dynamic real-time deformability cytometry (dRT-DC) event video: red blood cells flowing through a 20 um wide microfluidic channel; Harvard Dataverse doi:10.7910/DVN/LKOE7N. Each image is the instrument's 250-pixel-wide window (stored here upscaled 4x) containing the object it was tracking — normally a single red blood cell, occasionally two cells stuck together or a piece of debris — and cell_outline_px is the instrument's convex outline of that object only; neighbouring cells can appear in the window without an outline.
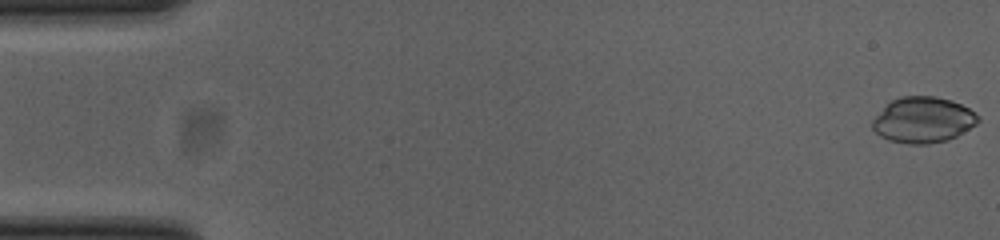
{"species": "common noctule bat (a hibernating species)", "species_latin": "Nyctalus noctula", "temperature_condition": "cold", "stored_images_in_passage": 53, "camera_frame_rate_fps": 3000, "um_per_image_px": 0.085, "animal": {"sex": "female", "body_mass_g": 23.0, "forearm_length_mm": 53.4}, "frame": {"image": 1, "passage_image": 1, "time_ms": 0.0, "image_size_px": [1000, 240], "cell_outline_px": [[980, 120], [976, 124], [956, 136], [948, 140], [928, 144], [908, 144], [888, 140], [880, 136], [872, 128], [872, 120], [892, 100], [900, 96], [936, 96], [952, 100], [968, 108]], "centroid_in_image_um": [78.44, 10.2], "position_along_channel_um": 6.6, "area_um2": 27.98}}
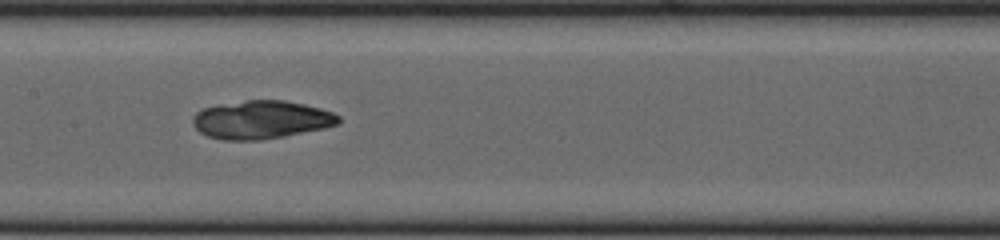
{"frame": {"image": 2, "passage_image": 26, "time_ms": 8.333, "image_size_px": [1000, 240], "cell_outline_px": [[340, 124], [324, 128], [284, 136], [260, 140], [224, 140], [208, 136], [200, 132], [192, 124], [192, 120], [196, 112], [200, 108], [220, 104], [244, 100], [284, 100], [304, 104], [320, 108], [332, 112], [340, 116]], "centroid_in_image_um": [22.2, 10.17], "position_along_channel_um": 185.2, "area_um2": 32.6}}
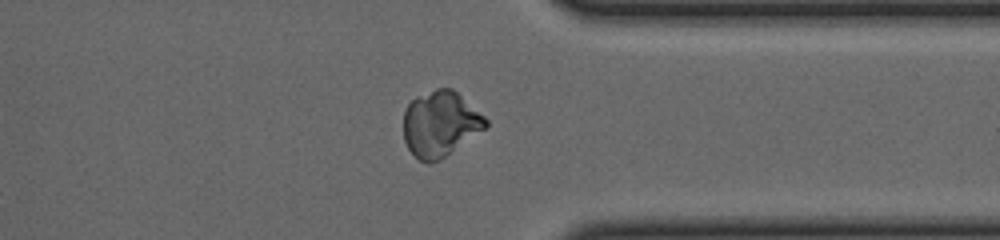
{"frame": {"image": 3, "passage_image": 41, "time_ms": 13.333, "image_size_px": [1000, 240], "cell_outline_px": [[488, 128], [440, 160], [420, 160], [408, 148], [404, 140], [404, 112], [408, 104], [416, 96], [436, 88], [452, 88], [484, 116], [488, 120]], "centroid_in_image_um": [37.45, 10.51], "position_along_channel_um": 374.0, "area_um2": 31.21}}